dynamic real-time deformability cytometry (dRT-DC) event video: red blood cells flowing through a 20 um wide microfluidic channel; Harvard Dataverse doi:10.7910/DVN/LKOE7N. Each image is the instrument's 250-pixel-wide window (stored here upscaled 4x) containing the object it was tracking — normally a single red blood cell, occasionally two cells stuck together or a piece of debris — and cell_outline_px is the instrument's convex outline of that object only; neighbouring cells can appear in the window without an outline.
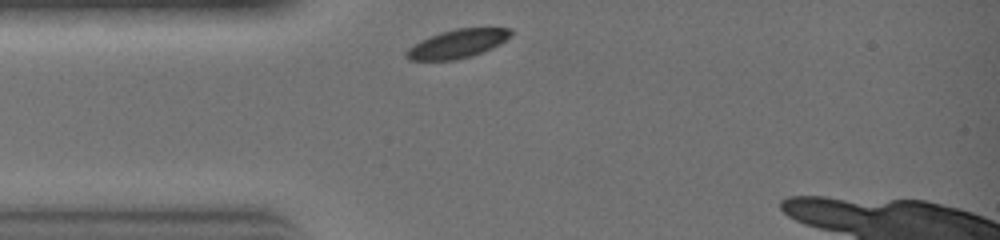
{"species": "common noctule bat (a hibernating species)", "species_latin": "Nyctalus noctula", "temperature_condition": "warm", "stored_images_in_passage": 19, "camera_frame_rate_fps": 3000, "um_per_image_px": 0.085, "animal": {"sex": "female", "body_mass_g": 19.0, "forearm_length_mm": 51.5}, "frame": {"image": 1, "passage_image": 1, "time_ms": 0.0, "image_size_px": [1000, 240], "cell_outline_px": [[512, 36], [500, 44], [492, 48], [472, 56], [456, 60], [408, 60], [404, 56], [404, 52], [412, 44], [420, 40], [440, 32], [456, 28], [512, 28]], "centroid_in_image_um": [38.86, 3.72], "position_along_channel_um": 46.1, "area_um2": 17.63}}
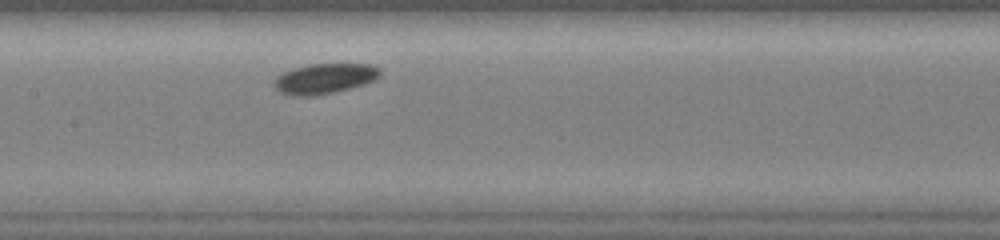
{"frame": {"image": 2, "passage_image": 8, "time_ms": 2.333, "image_size_px": [1000, 240], "cell_outline_px": [[380, 76], [376, 80], [364, 84], [336, 92], [316, 96], [288, 96], [280, 92], [272, 84], [276, 76], [292, 68], [308, 64], [372, 64], [380, 68]], "centroid_in_image_um": [27.57, 6.69], "position_along_channel_um": 179.8, "area_um2": 19.02}}
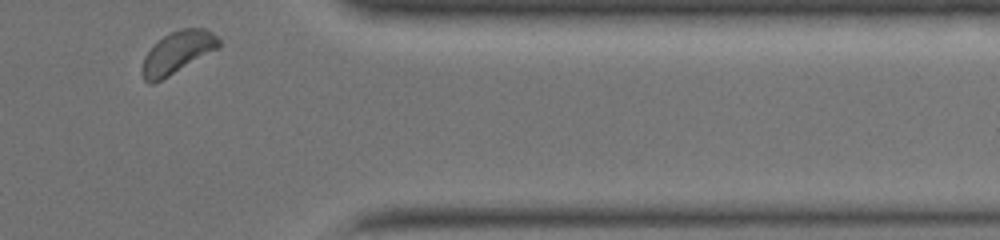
{"frame": {"image": 3, "passage_image": 19, "time_ms": 6.0, "image_size_px": [1000, 240], "cell_outline_px": [[220, 48], [168, 76], [152, 84], [148, 84], [144, 80], [140, 68], [144, 56], [168, 32], [180, 28], [204, 28], [212, 32], [220, 40]], "centroid_in_image_um": [15.09, 4.46], "position_along_channel_um": 396.3, "area_um2": 18.79}}